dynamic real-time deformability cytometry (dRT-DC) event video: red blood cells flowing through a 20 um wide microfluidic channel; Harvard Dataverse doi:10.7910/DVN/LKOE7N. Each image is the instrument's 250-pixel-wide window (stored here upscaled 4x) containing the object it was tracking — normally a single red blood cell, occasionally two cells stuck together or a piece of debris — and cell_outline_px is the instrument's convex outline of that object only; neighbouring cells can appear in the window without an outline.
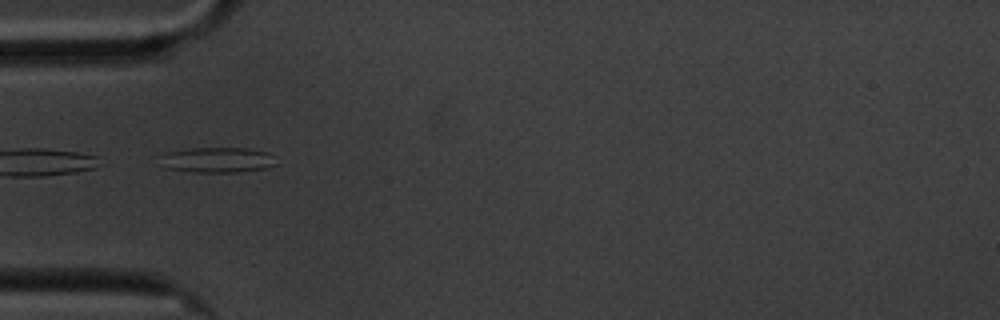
{"species": "common noctule bat (a hibernating species)", "species_latin": "Nyctalus noctula", "temperature_condition": "cold", "stored_images_in_passage": 34, "camera_frame_rate_fps": 3000, "um_per_image_px": 0.085, "animal": {"sex": "male", "body_mass_g": 20.1, "forearm_length_mm": 53.5}, "frame": {"image": 1, "passage_image": 1, "time_ms": 0.0, "image_size_px": [1000, 320], "cell_outline_px": [[276, 164], [264, 168], [236, 172], [192, 172], [168, 168], [156, 156], [164, 152], [188, 148], [248, 148], [268, 152]], "centroid_in_image_um": [18.39, 13.58], "position_along_channel_um": 66.6, "area_um2": 17.11}}
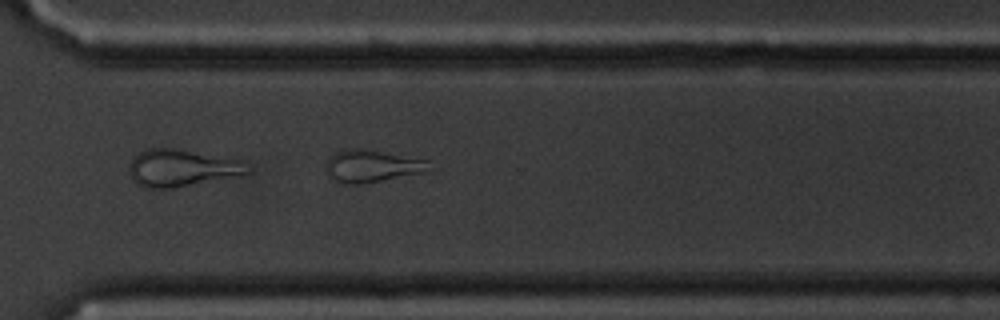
{"frame": {"image": 2, "passage_image": 25, "time_ms": 8.0, "image_size_px": [1000, 320], "cell_outline_px": [[432, 172], [360, 184], [344, 184], [332, 180], [328, 176], [328, 160], [336, 152], [348, 148], [360, 148], [428, 160]], "centroid_in_image_um": [31.68, 14.14], "position_along_channel_um": 338.9, "area_um2": 19.48}, "authors_computed_cell_mechanics": {"area_um2": 15.606, "velocity_mm_per_s": 3.4089, "shape_relaxation_time_tau1_ms": null, "shape_relaxation_time_tau2_ms": 2.4418, "deformation_change_tau1": null, "deformation_change_tau2": 0.1191}}